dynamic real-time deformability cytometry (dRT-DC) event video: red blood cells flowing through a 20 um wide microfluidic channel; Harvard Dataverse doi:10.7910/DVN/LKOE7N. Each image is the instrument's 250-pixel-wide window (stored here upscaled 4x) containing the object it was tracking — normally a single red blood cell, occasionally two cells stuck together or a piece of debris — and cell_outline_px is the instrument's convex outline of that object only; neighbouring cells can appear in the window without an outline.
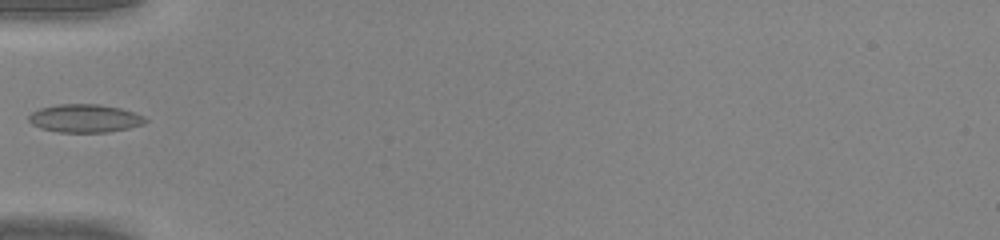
{"species": "common noctule bat (a hibernating species)", "species_latin": "Nyctalus noctula", "temperature_condition": "warm", "stored_images_in_passage": 29, "camera_frame_rate_fps": 3000, "um_per_image_px": 0.085, "animal": {"sex": "male", "body_mass_g": 20.0, "forearm_length_mm": 53.3}, "frame": {"image": 1, "passage_image": 1, "time_ms": 0.0, "image_size_px": [1000, 240], "cell_outline_px": [[148, 120], [144, 124], [128, 128], [108, 132], [60, 132], [40, 128], [32, 124], [28, 120], [28, 116], [32, 112], [40, 108], [56, 104], [100, 104], [120, 108], [144, 116]], "centroid_in_image_um": [7.2, 10.05], "position_along_channel_um": 77.8, "area_um2": 19.13}}
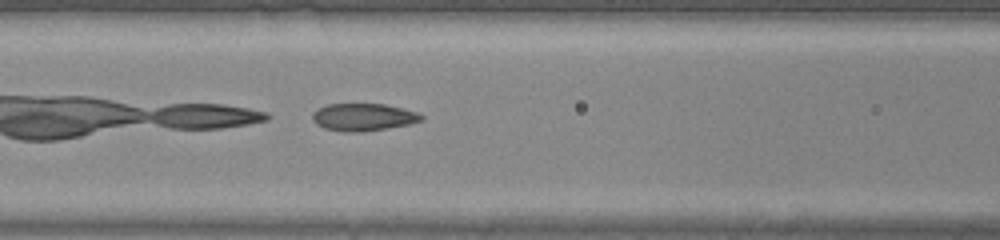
{"frame": {"image": 2, "passage_image": 5, "time_ms": 1.333, "image_size_px": [1000, 240], "cell_outline_px": [[424, 120], [408, 124], [388, 128], [360, 132], [344, 132], [324, 128], [316, 124], [312, 120], [312, 112], [316, 108], [328, 104], [384, 104], [416, 112], [424, 116]], "centroid_in_image_um": [30.84, 9.96], "position_along_channel_um": 135.8, "area_um2": 17.46}}
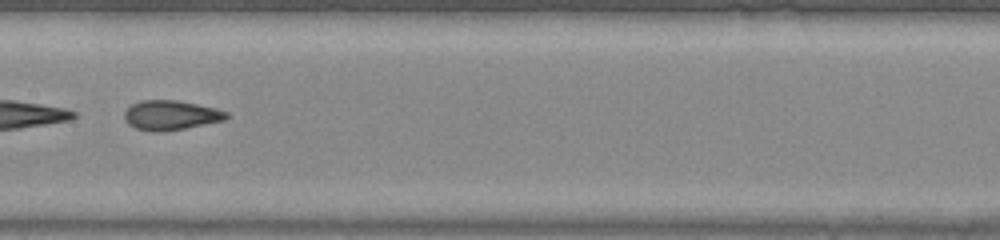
{"frame": {"image": 3, "passage_image": 9, "time_ms": 2.667, "image_size_px": [1000, 240], "cell_outline_px": [[228, 116], [224, 120], [164, 132], [152, 132], [136, 128], [128, 124], [124, 120], [124, 112], [132, 104], [140, 100], [176, 100], [216, 108], [228, 112]], "centroid_in_image_um": [14.48, 9.79], "position_along_channel_um": 192.9, "area_um2": 17.57}}